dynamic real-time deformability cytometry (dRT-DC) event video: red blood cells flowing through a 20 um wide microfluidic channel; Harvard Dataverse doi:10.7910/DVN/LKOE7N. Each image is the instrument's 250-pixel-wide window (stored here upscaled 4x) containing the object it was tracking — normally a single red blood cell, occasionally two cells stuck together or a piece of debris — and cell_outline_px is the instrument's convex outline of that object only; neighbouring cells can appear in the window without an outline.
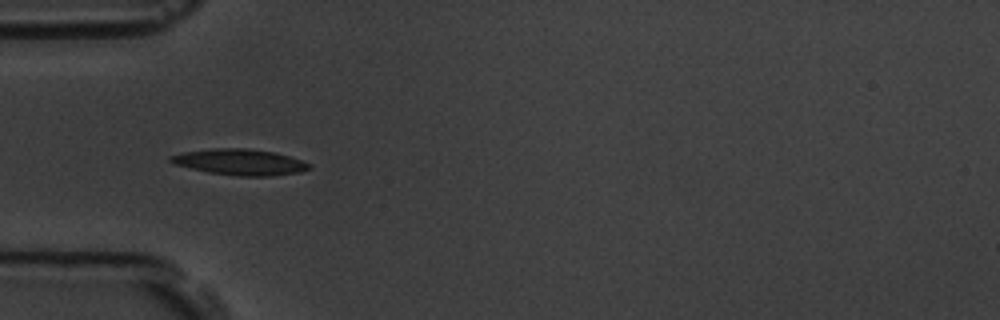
{"species": "common noctule bat (a hibernating species)", "species_latin": "Nyctalus noctula", "temperature_condition": "room temperature", "stored_images_in_passage": 41, "camera_frame_rate_fps": 3000, "um_per_image_px": 0.085, "animal": {"sex": "male", "body_mass_g": 19.5, "forearm_length_mm": 54.6}, "frame": {"image": 1, "passage_image": 1, "time_ms": 0.0, "image_size_px": [1000, 320], "cell_outline_px": [[312, 168], [300, 172], [272, 176], [236, 176], [208, 172], [172, 164], [168, 160], [168, 156], [184, 152], [212, 148], [248, 148], [276, 152], [312, 164]], "centroid_in_image_um": [20.38, 13.77], "position_along_channel_um": 64.6, "area_um2": 21.21}}
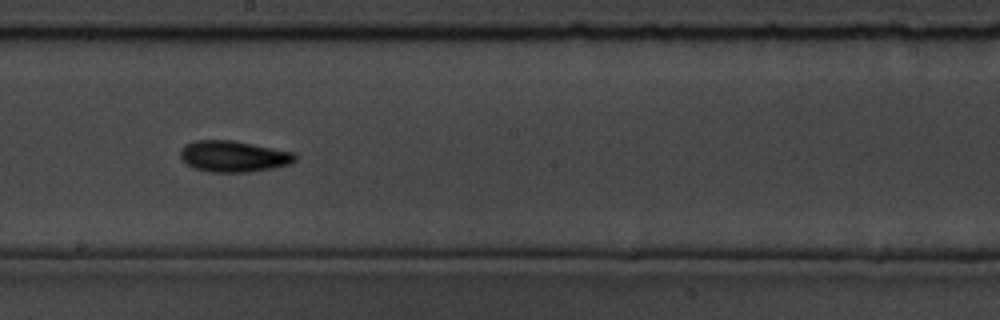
{"frame": {"image": 2, "passage_image": 15, "time_ms": 4.667, "image_size_px": [1000, 320], "cell_outline_px": [[296, 160], [288, 164], [272, 168], [248, 172], [208, 172], [192, 168], [180, 160], [180, 148], [184, 144], [196, 140], [232, 140], [292, 152], [296, 156]], "centroid_in_image_um": [19.76, 13.29], "position_along_channel_um": 228.4, "area_um2": 20.92}}
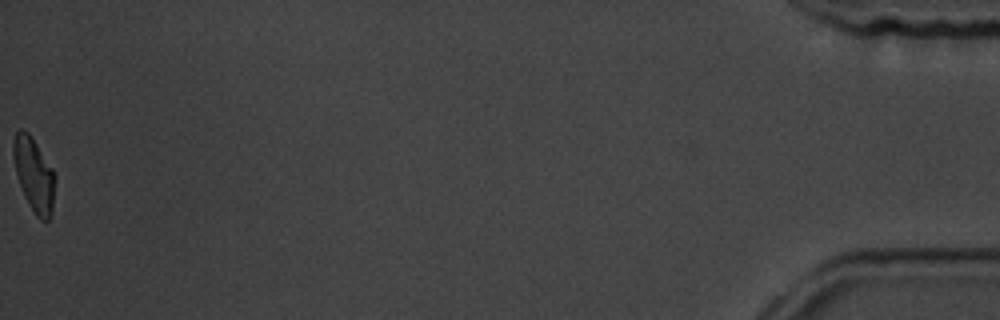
{"frame": {"image": 3, "passage_image": 41, "time_ms": 13.333, "image_size_px": [1000, 320], "cell_outline_px": [[56, 176], [52, 212], [48, 220], [40, 220], [36, 216], [28, 204], [24, 196], [16, 172], [12, 156], [12, 140], [16, 132], [20, 128], [24, 128], [28, 132], [52, 168]], "centroid_in_image_um": [2.87, 14.83], "position_along_channel_um": 432.3, "area_um2": 18.03}, "authors_computed_cell_mechanics": {"area_um2": 19.3052, "velocity_mm_per_s": 3.5291, "shape_relaxation_time_tau1_ms": 3.8755, "shape_relaxation_time_tau2_ms": 6.562, "deformation_change_tau1": 0.1418, "deformation_change_tau2": 0.1312}}